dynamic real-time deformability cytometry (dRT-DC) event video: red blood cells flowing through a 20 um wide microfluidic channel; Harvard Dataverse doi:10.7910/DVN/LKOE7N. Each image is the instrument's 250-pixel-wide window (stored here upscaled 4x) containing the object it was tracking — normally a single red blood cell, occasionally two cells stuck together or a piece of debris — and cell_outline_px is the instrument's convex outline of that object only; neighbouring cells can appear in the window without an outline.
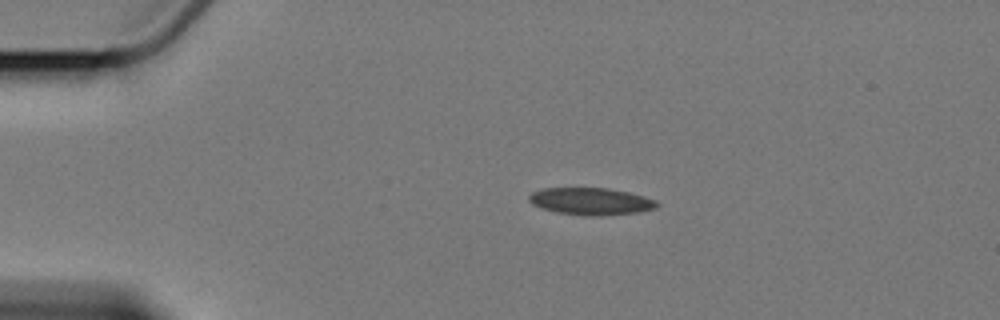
{"species": "Egyptian fruit bat (a non-hibernating species)", "species_latin": "Rousettus aegyptiacus", "temperature_condition": "cold", "stored_images_in_passage": 3, "camera_frame_rate_fps": 3000, "um_per_image_px": 0.085, "animal": {"sex": "female"}, "frame": {"image": 1, "passage_image": 3, "time_ms": 3.667, "image_size_px": [1000, 320], "cell_outline_px": [[660, 204], [656, 208], [640, 212], [604, 216], [584, 216], [556, 212], [532, 204], [528, 200], [528, 196], [532, 192], [544, 188], [608, 188], [628, 192], [644, 196], [656, 200]], "centroid_in_image_um": [50.26, 17.12], "position_along_channel_um": 34.7, "area_um2": 20.4}}